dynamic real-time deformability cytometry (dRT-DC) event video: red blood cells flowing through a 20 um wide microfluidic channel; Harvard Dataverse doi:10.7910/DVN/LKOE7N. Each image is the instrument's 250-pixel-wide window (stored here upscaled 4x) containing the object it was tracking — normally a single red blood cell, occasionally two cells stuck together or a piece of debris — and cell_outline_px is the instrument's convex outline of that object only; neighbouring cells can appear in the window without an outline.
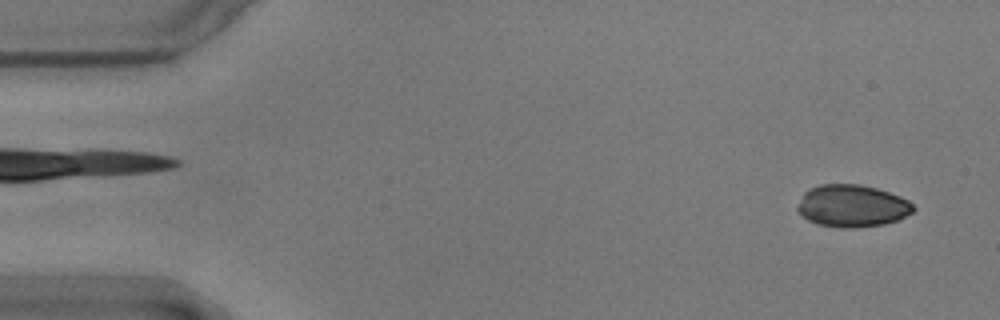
{"species": "common noctule bat (a hibernating species)", "species_latin": "Nyctalus noctula", "temperature_condition": "warm", "stored_images_in_passage": 56, "camera_frame_rate_fps": 3000, "um_per_image_px": 0.085, "animal": {"sex": "male", "body_mass_g": 17.9}, "frame": {"image": 1, "passage_image": 3, "time_ms": 0.667, "image_size_px": [1000, 320], "cell_outline_px": [[916, 208], [912, 212], [896, 220], [884, 224], [856, 228], [840, 228], [816, 224], [808, 220], [796, 208], [804, 192], [820, 184], [860, 184], [876, 188], [900, 196], [908, 200]], "centroid_in_image_um": [72.43, 17.5], "position_along_channel_um": 12.6, "area_um2": 28.44}}
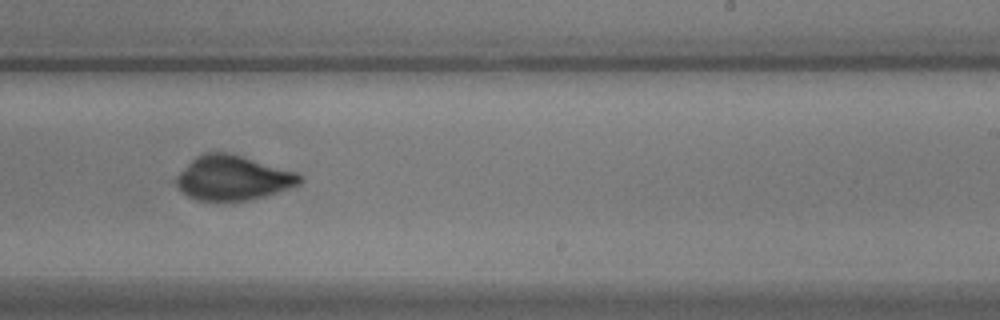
{"frame": {"image": 2, "passage_image": 34, "time_ms": 11.0, "image_size_px": [1000, 320], "cell_outline_px": [[304, 180], [300, 184], [264, 196], [248, 200], [196, 200], [188, 196], [176, 184], [176, 176], [196, 156], [204, 152], [228, 152], [296, 172]], "centroid_in_image_um": [19.79, 15.11], "position_along_channel_um": 269.2, "area_um2": 31.62}}
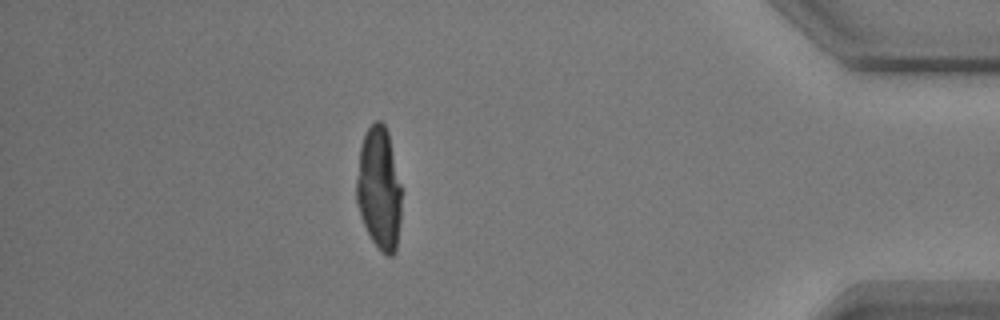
{"frame": {"image": 3, "passage_image": 49, "time_ms": 16.0, "image_size_px": [1000, 320], "cell_outline_px": [[400, 220], [396, 252], [392, 256], [388, 256], [372, 240], [360, 216], [356, 200], [356, 180], [360, 148], [364, 136], [368, 128], [376, 120], [380, 120], [384, 124], [388, 132], [400, 184]], "centroid_in_image_um": [32.21, 16.02], "position_along_channel_um": 403.0, "area_um2": 31.79}}